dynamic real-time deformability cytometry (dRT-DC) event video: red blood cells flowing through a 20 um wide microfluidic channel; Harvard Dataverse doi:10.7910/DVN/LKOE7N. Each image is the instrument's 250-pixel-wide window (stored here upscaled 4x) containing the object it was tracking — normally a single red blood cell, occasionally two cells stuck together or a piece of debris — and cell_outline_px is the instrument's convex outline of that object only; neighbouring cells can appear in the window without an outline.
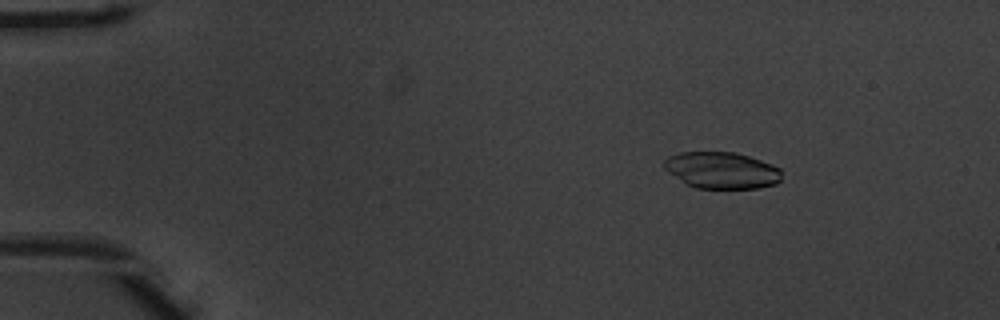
{"species": "common noctule bat (a hibernating species)", "species_latin": "Nyctalus noctula", "temperature_condition": "warm", "stored_images_in_passage": 46, "camera_frame_rate_fps": 3000, "um_per_image_px": 0.085, "animal": {"sex": "male", "body_mass_g": 20.1, "forearm_length_mm": 53.5}, "frame": {"image": 1, "passage_image": 2, "time_ms": 0.333, "image_size_px": [1000, 320], "cell_outline_px": [[780, 180], [776, 184], [760, 188], [696, 188], [680, 180], [668, 172], [664, 168], [664, 160], [668, 156], [680, 152], [736, 152], [772, 164], [780, 168]], "centroid_in_image_um": [61.34, 14.47], "position_along_channel_um": 23.7, "area_um2": 25.03}}
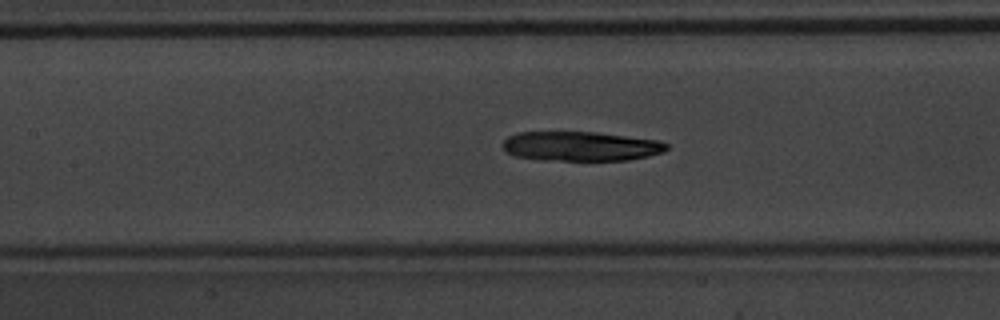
{"frame": {"image": 2, "passage_image": 19, "time_ms": 6.0, "image_size_px": [1000, 320], "cell_outline_px": [[668, 148], [664, 152], [648, 156], [628, 160], [540, 160], [516, 156], [508, 152], [500, 144], [508, 136], [520, 132], [596, 132], [656, 140], [668, 144]], "centroid_in_image_um": [49.35, 12.43], "position_along_channel_um": 158.1, "area_um2": 28.09}}
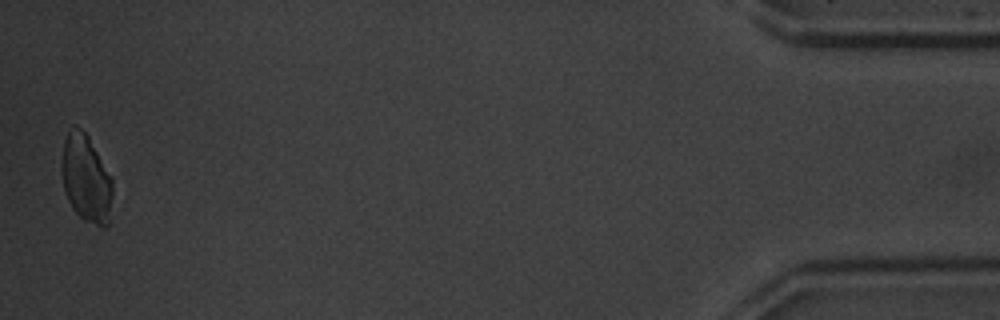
{"frame": {"image": 3, "passage_image": 46, "time_ms": 15.0, "image_size_px": [1000, 320], "cell_outline_px": [[112, 196], [108, 228], [100, 228], [84, 220], [72, 208], [64, 192], [64, 140], [72, 124], [76, 124], [88, 136], [112, 176]], "centroid_in_image_um": [7.37, 15.22], "position_along_channel_um": 427.8, "area_um2": 25.78}, "authors_computed_cell_mechanics": {"area_um2": 29.2757, "velocity_mm_per_s": 3.9154, "shape_relaxation_time_tau1_ms": 4.6021, "shape_relaxation_time_tau2_ms": null, "deformation_change_tau1": 0.1097, "deformation_change_tau2": null}}